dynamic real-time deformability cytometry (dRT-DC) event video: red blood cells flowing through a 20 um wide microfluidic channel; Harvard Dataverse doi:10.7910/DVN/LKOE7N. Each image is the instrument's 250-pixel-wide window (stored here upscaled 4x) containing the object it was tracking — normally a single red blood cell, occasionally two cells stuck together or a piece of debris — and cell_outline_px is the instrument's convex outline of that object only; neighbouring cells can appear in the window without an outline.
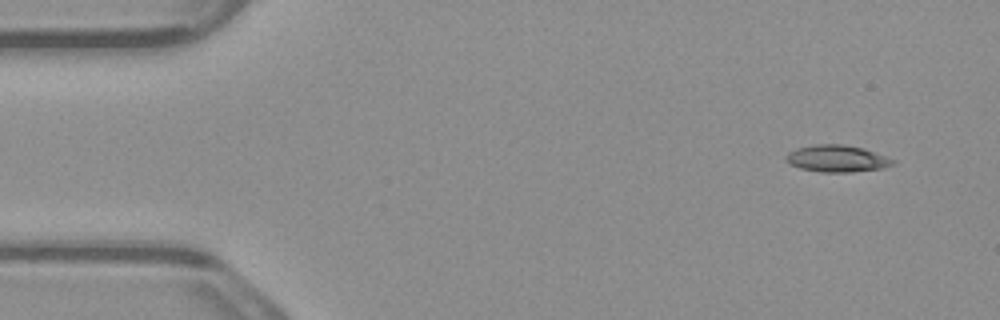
{"species": "common noctule bat (a hibernating species)", "species_latin": "Nyctalus noctula", "temperature_condition": "warm", "stored_images_in_passage": 4, "camera_frame_rate_fps": 3000, "um_per_image_px": 0.085, "animal": {"sex": "male", "body_mass_g": 23.1, "forearm_length_mm": 52.7}, "frame": {"image": 1, "passage_image": 1, "time_ms": 0.0, "image_size_px": [1000, 320], "cell_outline_px": [[896, 164], [884, 168], [852, 172], [820, 172], [800, 168], [788, 164], [784, 160], [784, 156], [788, 152], [796, 148], [816, 144], [844, 144], [864, 148], [896, 160]], "centroid_in_image_um": [71.13, 13.48], "position_along_channel_um": 13.9, "area_um2": 17.05}}
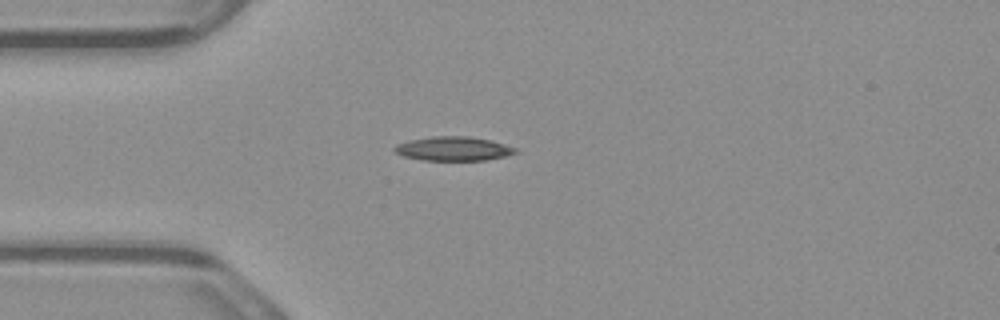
{"frame": {"image": 2, "passage_image": 4, "time_ms": 1.0, "image_size_px": [1000, 320], "cell_outline_px": [[520, 152], [504, 156], [484, 160], [424, 160], [404, 156], [396, 152], [392, 148], [396, 144], [408, 140], [432, 136], [468, 136], [492, 140], [516, 148]], "centroid_in_image_um": [38.54, 12.63], "position_along_channel_um": 46.5, "area_um2": 16.99}}